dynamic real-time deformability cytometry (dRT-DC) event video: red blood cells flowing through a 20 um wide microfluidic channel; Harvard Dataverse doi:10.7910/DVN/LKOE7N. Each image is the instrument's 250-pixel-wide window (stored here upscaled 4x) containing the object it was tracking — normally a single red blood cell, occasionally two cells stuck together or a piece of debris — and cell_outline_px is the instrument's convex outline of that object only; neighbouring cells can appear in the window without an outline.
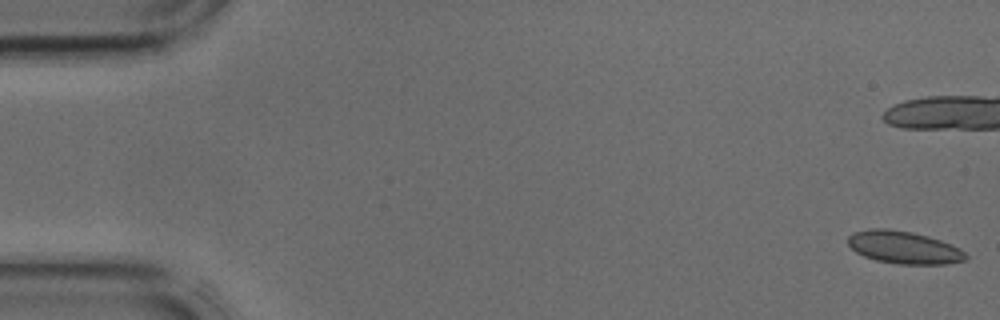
{"species": "common noctule bat (a hibernating species)", "species_latin": "Nyctalus noctula", "temperature_condition": "cold", "stored_images_in_passage": 43, "camera_frame_rate_fps": 3000, "um_per_image_px": 0.085, "animal": {"sex": "male", "body_mass_g": 17.9, "forearm_length_mm": 54.2}, "frame": {"image": 1, "passage_image": 1, "time_ms": 0.0, "image_size_px": [1000, 320], "cell_outline_px": [[968, 256], [964, 260], [944, 264], [900, 264], [876, 260], [864, 256], [856, 252], [848, 244], [848, 236], [852, 232], [868, 228], [888, 228], [912, 232], [928, 236], [952, 244], [960, 248]], "centroid_in_image_um": [76.8, 21.01], "position_along_channel_um": 8.2, "area_um2": 22.43}}